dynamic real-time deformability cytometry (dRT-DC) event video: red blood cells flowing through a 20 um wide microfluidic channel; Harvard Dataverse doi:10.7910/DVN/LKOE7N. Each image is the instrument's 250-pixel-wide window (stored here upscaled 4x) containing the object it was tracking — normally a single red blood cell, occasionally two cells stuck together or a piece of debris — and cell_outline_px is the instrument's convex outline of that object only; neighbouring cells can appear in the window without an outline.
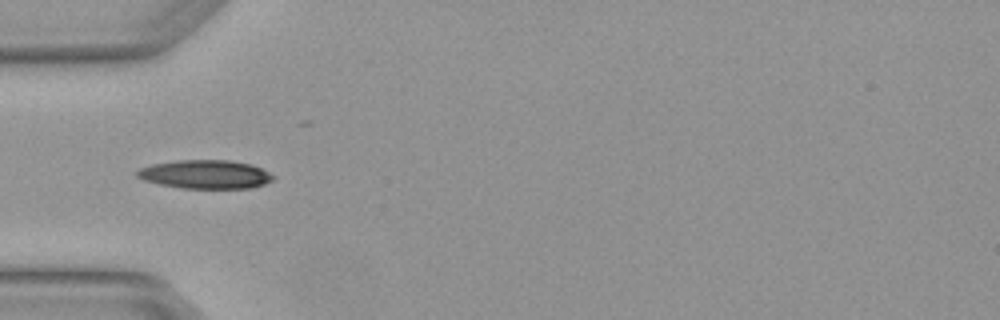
{"species": "Egyptian fruit bat (a non-hibernating species)", "species_latin": "Rousettus aegyptiacus", "temperature_condition": "warm", "stored_images_in_passage": 2, "camera_frame_rate_fps": 3000, "um_per_image_px": 0.085, "animal": {"sex": "female"}, "frame": {"image": 1, "passage_image": 2, "time_ms": 0.333, "image_size_px": [1000, 320], "cell_outline_px": [[276, 176], [272, 180], [264, 184], [252, 188], [184, 188], [160, 184], [144, 180], [136, 176], [136, 172], [140, 168], [152, 164], [176, 160], [228, 160], [252, 164]], "centroid_in_image_um": [17.47, 14.81], "position_along_channel_um": 67.5, "area_um2": 22.66}}